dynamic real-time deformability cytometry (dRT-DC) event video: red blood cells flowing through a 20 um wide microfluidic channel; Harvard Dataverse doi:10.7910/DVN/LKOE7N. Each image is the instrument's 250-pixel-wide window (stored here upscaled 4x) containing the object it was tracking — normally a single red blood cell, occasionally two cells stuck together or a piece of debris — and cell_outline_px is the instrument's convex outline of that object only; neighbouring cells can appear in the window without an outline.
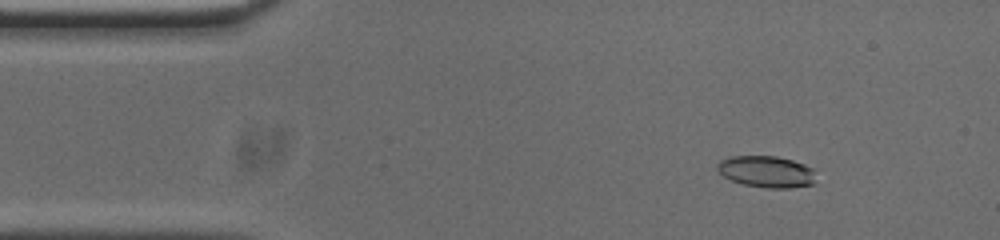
{"species": "common noctule bat (a hibernating species)", "species_latin": "Nyctalus noctula", "temperature_condition": "cold", "stored_images_in_passage": 53, "camera_frame_rate_fps": 3000, "um_per_image_px": 0.085, "animal": {"sex": "male", "body_mass_g": 20.0, "forearm_length_mm": 53.3}, "frame": {"image": 1, "passage_image": 6, "time_ms": 1.667, "image_size_px": [1000, 240], "cell_outline_px": [[816, 184], [788, 188], [768, 188], [744, 184], [732, 180], [724, 176], [716, 168], [716, 164], [720, 160], [732, 156], [776, 156], [792, 160], [804, 164], [812, 168]], "centroid_in_image_um": [65.16, 14.59], "position_along_channel_um": 19.8, "area_um2": 18.09}}
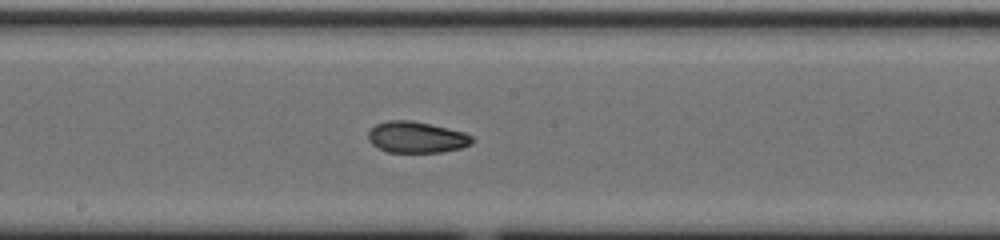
{"frame": {"image": 2, "passage_image": 27, "time_ms": 8.667, "image_size_px": [1000, 240], "cell_outline_px": [[476, 140], [472, 144], [460, 148], [444, 152], [388, 152], [376, 148], [368, 140], [368, 132], [376, 124], [388, 120], [412, 120], [464, 132], [472, 136]], "centroid_in_image_um": [35.4, 11.67], "position_along_channel_um": 212.8, "area_um2": 19.07}}
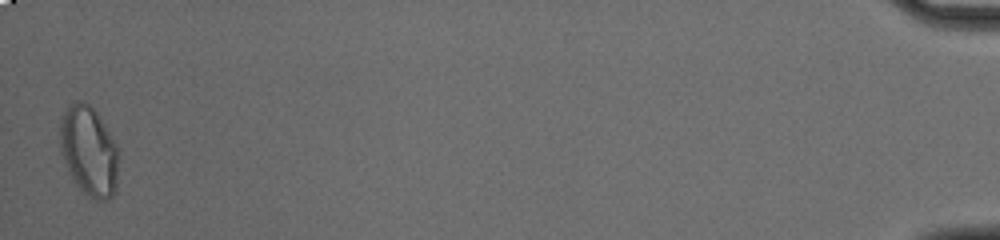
{"frame": {"image": 3, "passage_image": 53, "time_ms": 17.333, "image_size_px": [1000, 240], "cell_outline_px": [[120, 152], [116, 192], [108, 200], [96, 200], [84, 192], [72, 180], [68, 172], [60, 152], [60, 116], [72, 104], [80, 100], [88, 104], [96, 112], [116, 144]], "centroid_in_image_um": [7.57, 12.88], "position_along_channel_um": 427.6, "area_um2": 30.87}, "authors_computed_cell_mechanics": {"area_um2": 19.3052, "velocity_mm_per_s": 3.6984, "shape_relaxation_time_tau1_ms": null, "shape_relaxation_time_tau2_ms": 2.6558, "deformation_change_tau1": null, "deformation_change_tau2": 0.0681}}